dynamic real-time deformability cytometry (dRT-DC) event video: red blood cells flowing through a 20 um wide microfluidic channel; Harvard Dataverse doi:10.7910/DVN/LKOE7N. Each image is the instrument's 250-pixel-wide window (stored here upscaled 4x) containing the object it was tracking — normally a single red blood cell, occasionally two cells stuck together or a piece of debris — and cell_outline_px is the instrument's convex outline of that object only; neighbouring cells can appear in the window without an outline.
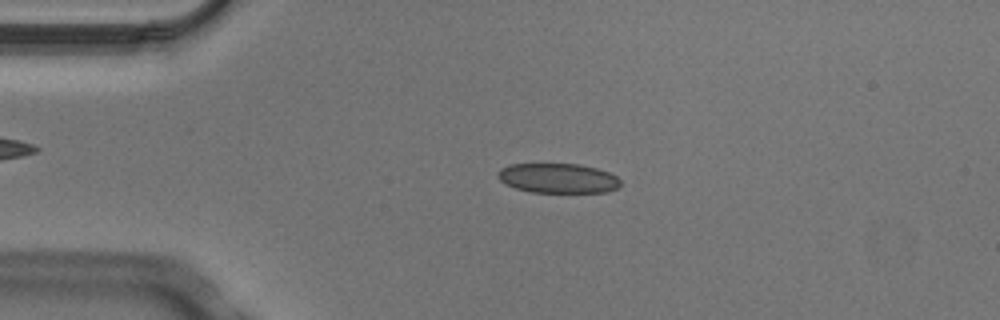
{"species": "Egyptian fruit bat (a non-hibernating species)", "species_latin": "Rousettus aegyptiacus", "temperature_condition": "cold", "stored_images_in_passage": 5, "camera_frame_rate_fps": 3000, "um_per_image_px": 0.085, "animal": {"sex": "male"}, "frame": {"image": 1, "passage_image": 3, "time_ms": 0.667, "image_size_px": [1000, 320], "cell_outline_px": [[620, 184], [616, 188], [604, 192], [532, 192], [516, 188], [504, 184], [496, 176], [496, 172], [500, 168], [508, 164], [580, 164], [596, 168], [608, 172], [616, 176], [620, 180]], "centroid_in_image_um": [47.37, 15.14], "position_along_channel_um": 37.6, "area_um2": 21.27}}